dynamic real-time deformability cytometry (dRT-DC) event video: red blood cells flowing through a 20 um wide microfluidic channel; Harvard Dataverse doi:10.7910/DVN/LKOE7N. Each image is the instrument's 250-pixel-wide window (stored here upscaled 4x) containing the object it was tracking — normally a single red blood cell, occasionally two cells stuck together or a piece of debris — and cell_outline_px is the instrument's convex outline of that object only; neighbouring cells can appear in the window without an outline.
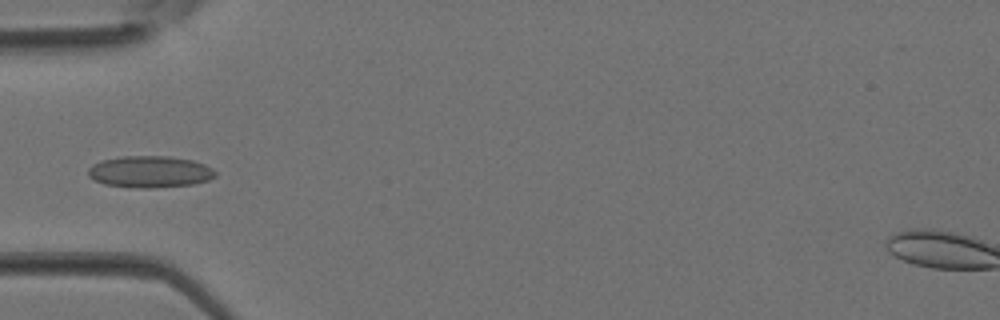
{"species": "Egyptian fruit bat (a non-hibernating species)", "species_latin": "Rousettus aegyptiacus", "temperature_condition": "room temperature", "stored_images_in_passage": 3, "camera_frame_rate_fps": 3000, "um_per_image_px": 0.085, "animal": {"sex": "female"}, "frame": {"image": 1, "passage_image": 3, "time_ms": 0.667, "image_size_px": [1000, 320], "cell_outline_px": [[216, 176], [208, 180], [192, 184], [156, 188], [136, 188], [104, 184], [88, 176], [88, 168], [92, 164], [100, 160], [120, 156], [168, 156], [192, 160], [204, 164], [212, 168], [216, 172]], "centroid_in_image_um": [12.72, 14.6], "position_along_channel_um": 72.3, "area_um2": 23.64}}